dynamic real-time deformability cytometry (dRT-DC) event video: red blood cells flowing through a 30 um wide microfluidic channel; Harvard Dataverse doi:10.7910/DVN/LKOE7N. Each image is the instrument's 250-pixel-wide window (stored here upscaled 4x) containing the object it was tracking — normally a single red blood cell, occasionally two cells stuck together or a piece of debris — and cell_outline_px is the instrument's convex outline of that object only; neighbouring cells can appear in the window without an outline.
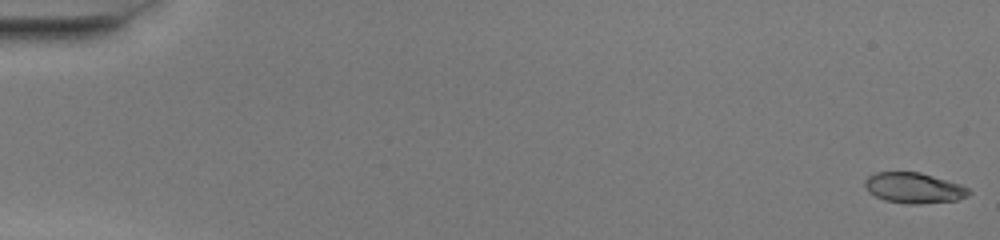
{"species": "common noctule bat (a hibernating species)", "species_latin": "Nyctalus noctula", "temperature_condition": "warm", "stored_images_in_passage": 51, "camera_frame_rate_fps": 3000, "um_per_image_px": 0.085, "animal": {"sex": "female", "body_mass_g": 20.0, "forearm_length_mm": 54.0}, "frame": {"image": 1, "passage_image": 1, "time_ms": 0.0, "image_size_px": [1000, 240], "cell_outline_px": [[972, 192], [968, 196], [956, 200], [920, 204], [908, 204], [884, 200], [868, 192], [864, 184], [864, 180], [868, 176], [876, 172], [920, 172], [960, 184], [968, 188]], "centroid_in_image_um": [77.67, 15.97], "position_along_channel_um": 7.3, "area_um2": 18.55}}
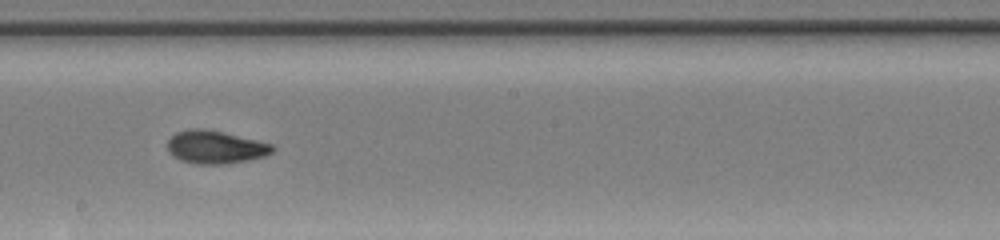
{"frame": {"image": 2, "passage_image": 30, "time_ms": 9.667, "image_size_px": [1000, 240], "cell_outline_px": [[276, 148], [272, 152], [264, 156], [248, 160], [224, 164], [196, 164], [180, 160], [168, 152], [168, 140], [176, 132], [188, 128], [204, 128], [224, 132], [272, 144]], "centroid_in_image_um": [18.29, 12.5], "position_along_channel_um": 229.9, "area_um2": 20.23}}
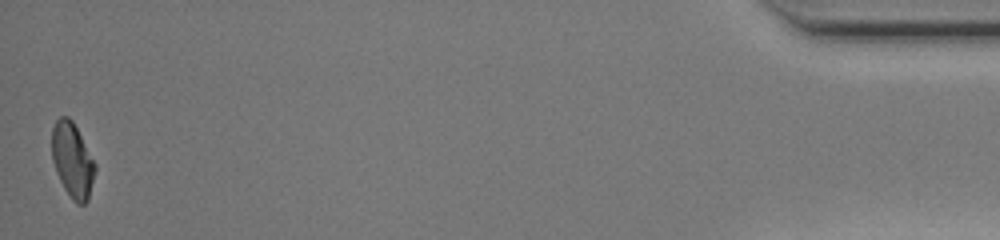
{"frame": {"image": 3, "passage_image": 51, "time_ms": 16.667, "image_size_px": [1000, 240], "cell_outline_px": [[96, 168], [88, 200], [84, 204], [76, 204], [72, 200], [64, 188], [56, 172], [52, 160], [52, 128], [56, 120], [60, 116], [68, 116], [72, 120], [96, 164]], "centroid_in_image_um": [6.15, 13.62], "position_along_channel_um": 429.1, "area_um2": 18.79}, "authors_computed_cell_mechanics": {"area_um2": 19.1318, "velocity_mm_per_s": 4.1079, "shape_relaxation_time_tau1_ms": 9.5514, "shape_relaxation_time_tau2_ms": 1.5235, "deformation_change_tau1": 0.2955, "deformation_change_tau2": 0.0608}}